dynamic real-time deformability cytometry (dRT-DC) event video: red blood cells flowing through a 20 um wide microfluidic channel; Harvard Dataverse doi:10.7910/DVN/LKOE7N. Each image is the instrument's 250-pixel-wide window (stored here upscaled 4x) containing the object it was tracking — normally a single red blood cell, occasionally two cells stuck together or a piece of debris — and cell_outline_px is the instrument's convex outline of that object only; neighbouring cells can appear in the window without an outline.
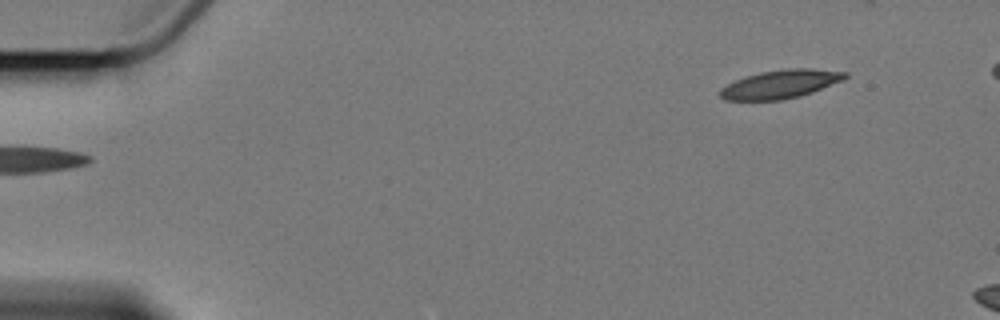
{"species": "Egyptian fruit bat (a non-hibernating species)", "species_latin": "Rousettus aegyptiacus", "temperature_condition": "cold", "stored_images_in_passage": 6, "segment_of_instrument_passage": [2, 2], "camera_frame_rate_fps": 3000, "um_per_image_px": 0.085, "animal": {"sex": "female"}, "frame": {"image": 1, "passage_image": 6, "time_ms": 6.0, "image_size_px": [1000, 320], "cell_outline_px": [[848, 76], [844, 80], [812, 92], [800, 96], [780, 100], [724, 100], [720, 96], [720, 88], [744, 76], [760, 72], [788, 68], [812, 68], [848, 72]], "centroid_in_image_um": [66.36, 7.14], "position_along_channel_um": 18.6, "area_um2": 20.81}}